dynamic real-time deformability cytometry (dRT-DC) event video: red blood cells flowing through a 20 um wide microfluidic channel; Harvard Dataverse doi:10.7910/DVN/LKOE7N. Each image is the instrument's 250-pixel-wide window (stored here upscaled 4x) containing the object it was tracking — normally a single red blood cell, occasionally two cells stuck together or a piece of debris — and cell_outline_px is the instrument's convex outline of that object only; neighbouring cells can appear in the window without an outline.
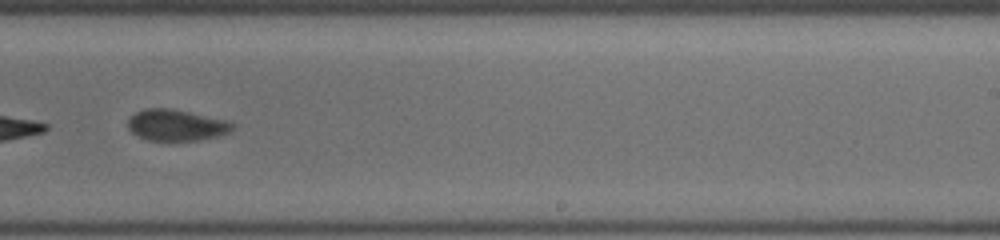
{"species": "common noctule bat (a hibernating species)", "species_latin": "Nyctalus noctula", "temperature_condition": "cold", "stored_images_in_passage": 18, "camera_frame_rate_fps": 3000, "um_per_image_px": 0.085, "animal": {"sex": "female", "body_mass_g": 19.5, "forearm_length_mm": 54.1}, "frame": {"image": 1, "passage_image": 8, "time_ms": 5.0, "image_size_px": [1000, 240], "cell_outline_px": [[236, 124], [232, 132], [200, 140], [144, 140], [132, 132], [128, 128], [128, 120], [136, 112], [144, 108], [168, 108], [232, 120]], "centroid_in_image_um": [15.05, 10.63], "position_along_channel_um": 274.0, "area_um2": 19.31}}
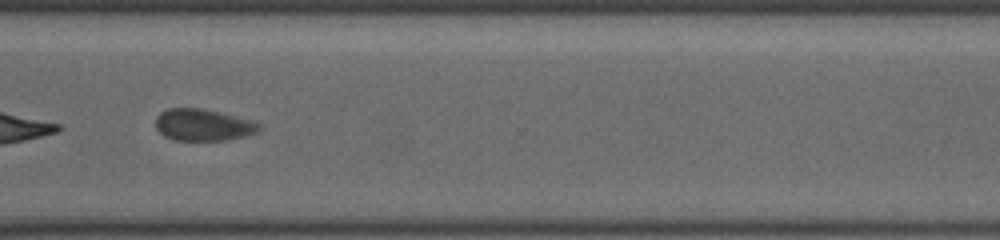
{"frame": {"image": 2, "passage_image": 11, "time_ms": 7.0, "image_size_px": [1000, 240], "cell_outline_px": [[260, 128], [256, 132], [244, 136], [228, 140], [172, 140], [164, 136], [156, 128], [156, 116], [160, 112], [168, 108], [200, 108], [248, 120], [260, 124]], "centroid_in_image_um": [17.19, 10.63], "position_along_channel_um": 353.4, "area_um2": 18.84}}